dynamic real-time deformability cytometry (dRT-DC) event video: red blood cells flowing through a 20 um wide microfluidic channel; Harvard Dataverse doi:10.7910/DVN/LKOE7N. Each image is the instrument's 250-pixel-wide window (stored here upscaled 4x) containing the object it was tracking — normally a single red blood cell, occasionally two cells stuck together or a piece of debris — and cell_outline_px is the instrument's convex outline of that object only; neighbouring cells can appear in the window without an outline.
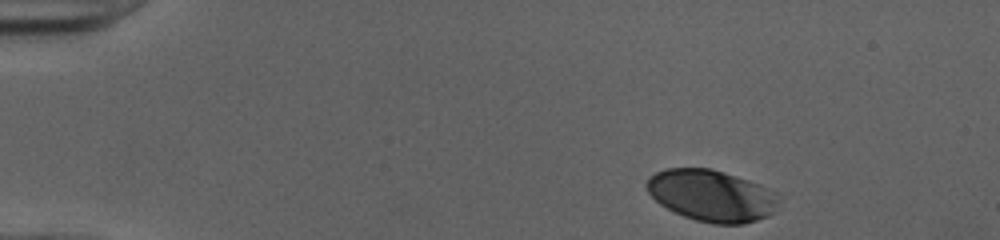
{"species": "human", "species_latin": "Homo sapiens", "temperature_condition": "cold", "stored_images_in_passage": 39, "camera_frame_rate_fps": 3000, "um_per_image_px": 0.085, "donor": {"sex": "female"}, "frame": {"image": 1, "passage_image": 1, "time_ms": 0.0, "image_size_px": [1000, 240], "cell_outline_px": [[776, 212], [768, 216], [744, 224], [716, 224], [696, 220], [684, 216], [660, 204], [648, 192], [644, 184], [648, 176], [664, 168], [712, 168], [760, 184], [776, 192]], "centroid_in_image_um": [60.46, 16.61], "position_along_channel_um": 24.5, "area_um2": 39.71}}
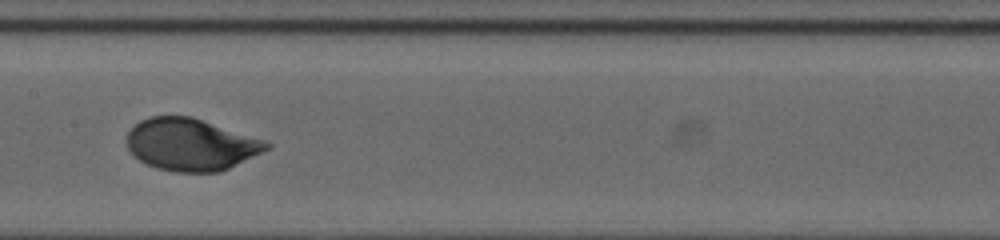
{"frame": {"image": 2, "passage_image": 21, "time_ms": 6.667, "image_size_px": [1000, 240], "cell_outline_px": [[272, 148], [220, 172], [176, 172], [156, 168], [140, 160], [128, 148], [124, 140], [128, 132], [140, 120], [148, 116], [192, 116], [264, 140], [272, 144]], "centroid_in_image_um": [16.23, 12.28], "position_along_channel_um": 191.2, "area_um2": 42.48}}
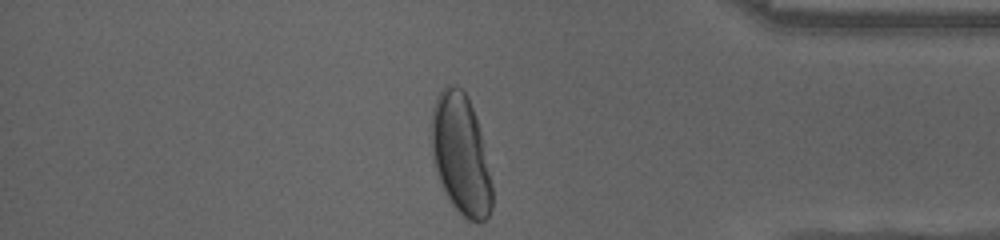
{"frame": {"image": 3, "passage_image": 38, "time_ms": 12.333, "image_size_px": [1000, 240], "cell_outline_px": [[492, 208], [488, 216], [484, 220], [468, 220], [452, 204], [440, 180], [432, 156], [432, 108], [440, 92], [448, 84], [460, 88], [464, 92], [472, 108], [480, 132], [492, 184]], "centroid_in_image_um": [39.17, 13.14], "position_along_channel_um": 396.0, "area_um2": 41.38}, "authors_computed_cell_mechanics": {"area_um2": 41.8472, "velocity_mm_per_s": 3.9786, "shape_relaxation_time_tau1_ms": 3.0303, "shape_relaxation_time_tau2_ms": null, "deformation_change_tau1": 0.1582, "deformation_change_tau2": null}}